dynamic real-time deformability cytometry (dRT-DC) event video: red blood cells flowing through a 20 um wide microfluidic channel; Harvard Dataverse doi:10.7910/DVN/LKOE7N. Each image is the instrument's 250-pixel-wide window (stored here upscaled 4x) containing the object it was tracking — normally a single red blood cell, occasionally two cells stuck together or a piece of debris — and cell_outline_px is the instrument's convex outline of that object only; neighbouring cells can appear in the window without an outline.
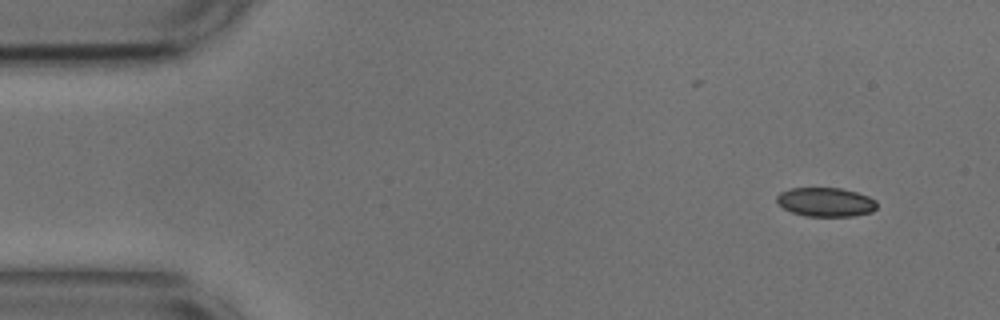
{"species": "common noctule bat (a hibernating species)", "species_latin": "Nyctalus noctula", "temperature_condition": "cold", "stored_images_in_passage": 51, "camera_frame_rate_fps": 3000, "um_per_image_px": 0.085, "animal": {"sex": "male", "body_mass_g": 17.9, "forearm_length_mm": 54.2}, "frame": {"image": 1, "passage_image": 1, "time_ms": 0.0, "image_size_px": [1000, 320], "cell_outline_px": [[876, 208], [872, 212], [852, 216], [804, 216], [792, 212], [784, 208], [776, 200], [776, 196], [780, 192], [792, 188], [840, 188], [856, 192], [868, 196], [876, 200]], "centroid_in_image_um": [70.19, 17.17], "position_along_channel_um": 14.8, "area_um2": 16.88}}
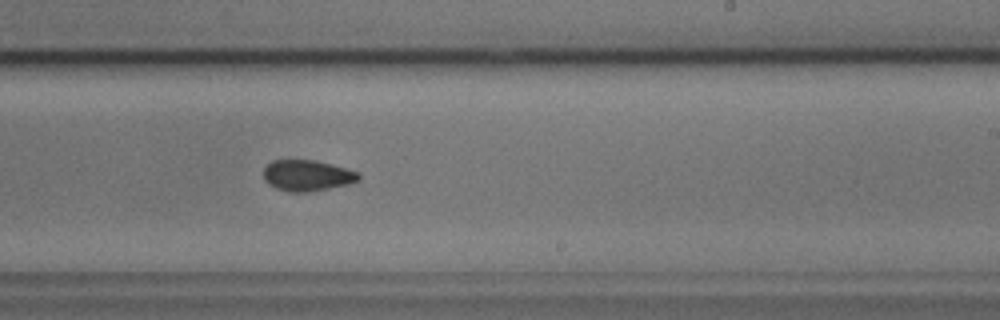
{"frame": {"image": 2, "passage_image": 29, "time_ms": 9.333, "image_size_px": [1000, 320], "cell_outline_px": [[360, 180], [348, 184], [328, 188], [304, 192], [292, 192], [276, 188], [268, 184], [264, 180], [264, 168], [272, 160], [312, 160], [348, 168], [360, 172]], "centroid_in_image_um": [26.12, 14.91], "position_along_channel_um": 262.9, "area_um2": 17.11}}
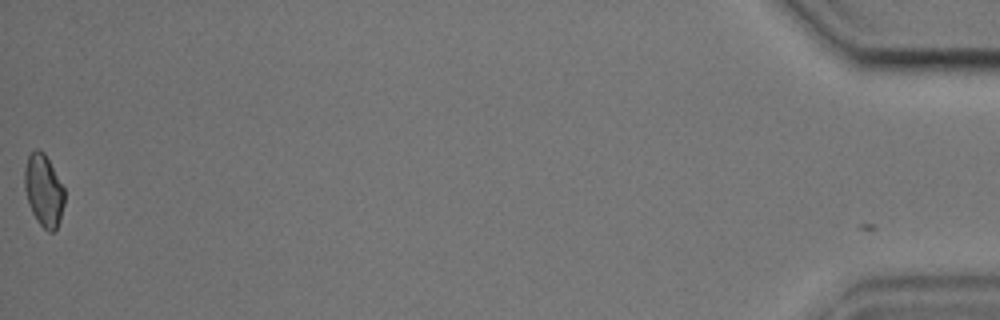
{"frame": {"image": 3, "passage_image": 51, "time_ms": 16.667, "image_size_px": [1000, 320], "cell_outline_px": [[64, 204], [60, 220], [56, 228], [52, 232], [48, 232], [36, 220], [28, 204], [24, 188], [24, 168], [28, 156], [36, 148], [40, 148], [44, 152], [64, 188]], "centroid_in_image_um": [3.69, 16.18], "position_along_channel_um": 431.5, "area_um2": 16.82}, "authors_computed_cell_mechanics": {"area_um2": 17.4556, "velocity_mm_per_s": 3.6621, "shape_relaxation_time_tau1_ms": 2.8106, "shape_relaxation_time_tau2_ms": 2.5171, "deformation_change_tau1": 0.0389, "deformation_change_tau2": 0.0667}}